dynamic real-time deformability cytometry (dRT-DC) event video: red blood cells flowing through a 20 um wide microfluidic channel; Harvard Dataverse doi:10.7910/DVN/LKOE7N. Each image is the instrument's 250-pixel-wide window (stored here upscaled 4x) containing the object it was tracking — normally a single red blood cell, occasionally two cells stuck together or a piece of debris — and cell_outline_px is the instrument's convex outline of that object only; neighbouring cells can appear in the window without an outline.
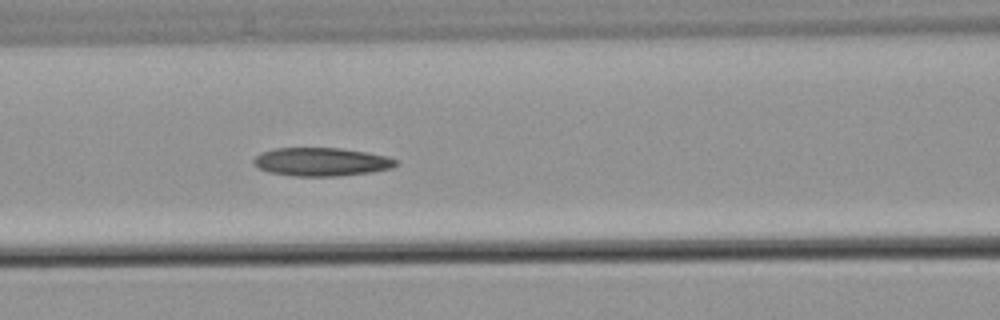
{"species": "common noctule bat (a hibernating species)", "species_latin": "Nyctalus noctula", "temperature_condition": "warm", "stored_images_in_passage": 4, "camera_frame_rate_fps": 3000, "um_per_image_px": 0.085, "animal": {"sex": "male", "body_mass_g": 21.5, "forearm_length_mm": 52.0}, "frame": {"image": 1, "passage_image": 4, "time_ms": 4.667, "image_size_px": [1000, 320], "cell_outline_px": [[396, 164], [392, 168], [372, 172], [340, 176], [296, 176], [268, 172], [260, 168], [252, 160], [260, 152], [276, 148], [344, 148], [368, 152], [388, 156], [396, 160]], "centroid_in_image_um": [27.34, 13.75], "position_along_channel_um": 139.3, "area_um2": 23.58}}